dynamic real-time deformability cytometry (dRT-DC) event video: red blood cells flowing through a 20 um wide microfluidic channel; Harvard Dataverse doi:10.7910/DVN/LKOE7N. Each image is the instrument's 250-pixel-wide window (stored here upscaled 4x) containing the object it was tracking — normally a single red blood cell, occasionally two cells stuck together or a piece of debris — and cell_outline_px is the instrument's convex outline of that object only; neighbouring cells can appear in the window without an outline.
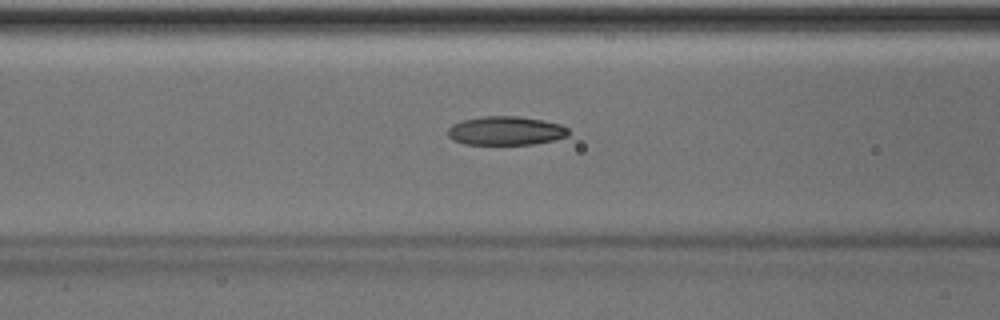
{"species": "Egyptian fruit bat (a non-hibernating species)", "species_latin": "Rousettus aegyptiacus", "temperature_condition": "room temperature", "stored_images_in_passage": 52, "segment_of_instrument_passage": [1, 2], "camera_frame_rate_fps": 3000, "um_per_image_px": 0.085, "animal": {"sex": "male"}, "frame": {"image": 1, "passage_image": 21, "time_ms": 6.667, "image_size_px": [1000, 320], "cell_outline_px": [[568, 136], [552, 140], [532, 144], [464, 144], [452, 140], [448, 136], [448, 128], [452, 124], [464, 120], [484, 116], [520, 116], [560, 124], [568, 128]], "centroid_in_image_um": [42.96, 11.11], "position_along_channel_um": 123.6, "area_um2": 20.11}}
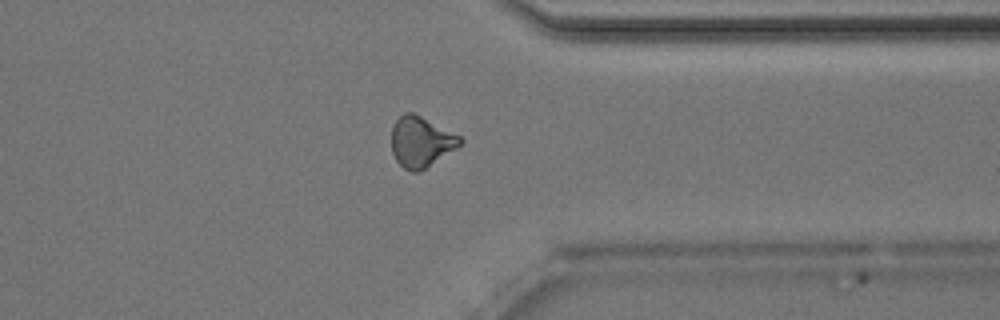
{"frame": {"image": 2, "passage_image": 40, "time_ms": 13.0, "image_size_px": [1000, 320], "cell_outline_px": [[464, 140], [456, 148], [424, 168], [416, 172], [412, 172], [404, 168], [396, 160], [392, 152], [392, 128], [396, 120], [404, 112], [412, 112], [460, 136]], "centroid_in_image_um": [35.76, 12.04], "position_along_channel_um": 375.6, "area_um2": 19.71}}
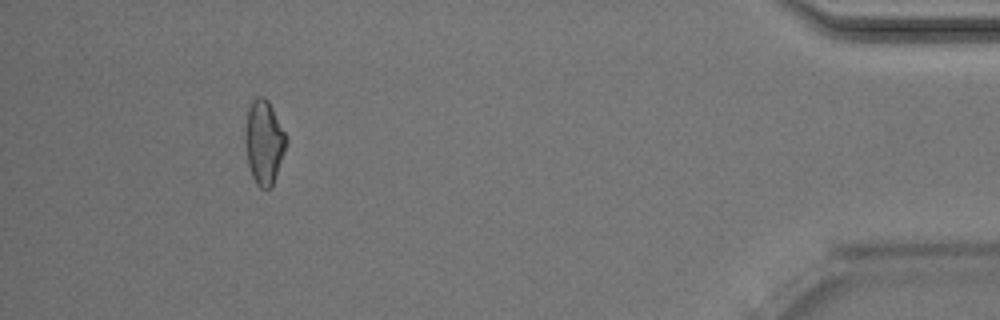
{"frame": {"image": 3, "passage_image": 47, "time_ms": 15.333, "image_size_px": [1000, 320], "cell_outline_px": [[288, 144], [272, 188], [260, 188], [256, 184], [252, 176], [248, 164], [244, 140], [244, 132], [248, 108], [252, 100], [256, 96], [264, 96], [268, 100], [288, 136]], "centroid_in_image_um": [22.45, 12.08], "position_along_channel_um": 412.7, "area_um2": 20.63}}